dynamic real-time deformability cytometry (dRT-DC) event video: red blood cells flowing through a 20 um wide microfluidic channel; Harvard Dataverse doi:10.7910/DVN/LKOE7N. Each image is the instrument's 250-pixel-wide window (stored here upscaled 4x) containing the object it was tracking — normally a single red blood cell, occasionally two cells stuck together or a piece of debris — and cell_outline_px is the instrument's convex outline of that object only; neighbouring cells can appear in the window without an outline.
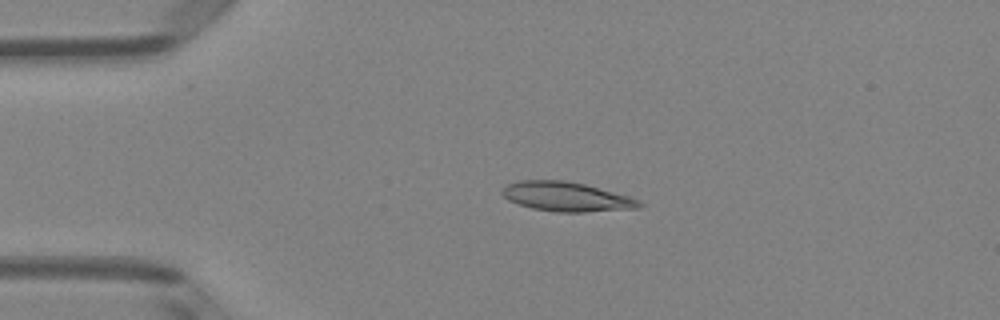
{"species": "Egyptian fruit bat (a non-hibernating species)", "species_latin": "Rousettus aegyptiacus", "temperature_condition": "room temperature", "stored_images_in_passage": 50, "camera_frame_rate_fps": 3000, "um_per_image_px": 0.085, "animal": {"sex": "female"}, "frame": {"image": 1, "passage_image": 11, "time_ms": 3.333, "image_size_px": [1000, 320], "cell_outline_px": [[644, 204], [640, 208], [584, 212], [556, 212], [532, 208], [508, 200], [500, 192], [508, 184], [520, 180], [564, 180], [584, 184], [628, 196], [640, 200]], "centroid_in_image_um": [48.16, 16.72], "position_along_channel_um": 36.8, "area_um2": 23.35}}
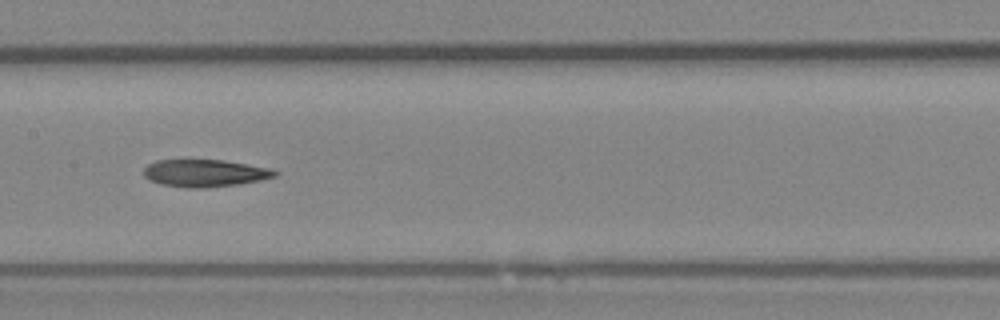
{"frame": {"image": 2, "passage_image": 25, "time_ms": 8.0, "image_size_px": [1000, 320], "cell_outline_px": [[280, 172], [276, 176], [260, 180], [236, 184], [208, 188], [188, 188], [160, 184], [148, 180], [144, 176], [144, 168], [148, 164], [156, 160], [224, 160], [272, 168]], "centroid_in_image_um": [17.42, 14.71], "position_along_channel_um": 190.0, "area_um2": 21.04}}
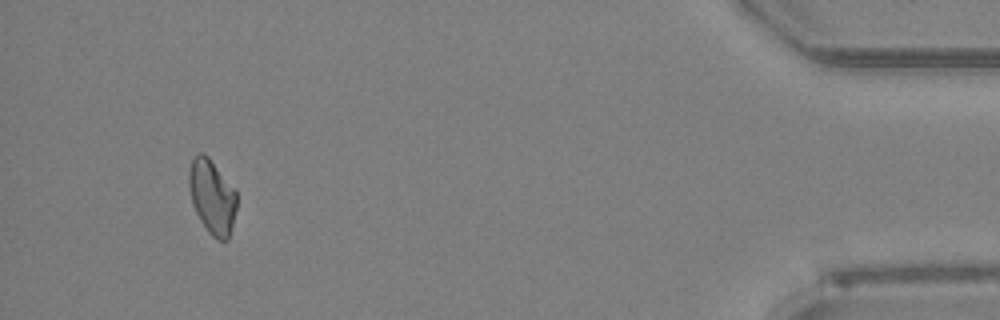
{"frame": {"image": 3, "passage_image": 47, "time_ms": 15.333, "image_size_px": [1000, 320], "cell_outline_px": [[236, 208], [228, 240], [216, 240], [208, 232], [200, 220], [192, 204], [188, 184], [188, 172], [192, 156], [196, 152], [204, 152], [208, 156], [236, 188]], "centroid_in_image_um": [18.01, 16.67], "position_along_channel_um": 417.2, "area_um2": 21.1}}